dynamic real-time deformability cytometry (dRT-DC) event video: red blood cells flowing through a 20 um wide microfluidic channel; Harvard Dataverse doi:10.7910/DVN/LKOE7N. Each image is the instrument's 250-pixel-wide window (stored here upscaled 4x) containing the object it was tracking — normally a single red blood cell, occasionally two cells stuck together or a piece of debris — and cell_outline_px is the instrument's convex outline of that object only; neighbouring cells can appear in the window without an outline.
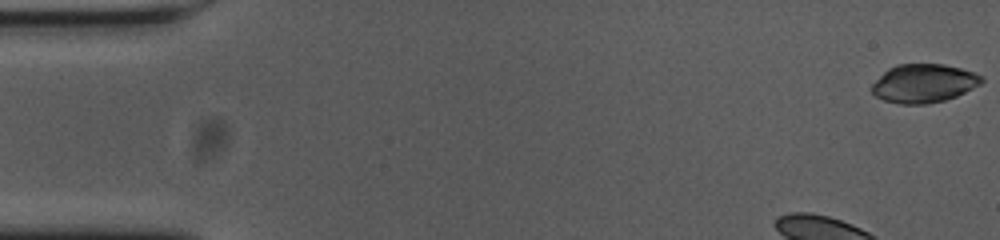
{"species": "common noctule bat (a hibernating species)", "species_latin": "Nyctalus noctula", "temperature_condition": "cold", "stored_images_in_passage": 47, "camera_frame_rate_fps": 3000, "um_per_image_px": 0.085, "animal": {"sex": "female", "body_mass_g": 23.0, "forearm_length_mm": 53.4}, "frame": {"image": 1, "passage_image": 1, "time_ms": 0.0, "image_size_px": [1000, 240], "cell_outline_px": [[984, 80], [980, 84], [956, 96], [944, 100], [928, 104], [900, 104], [884, 100], [876, 96], [872, 92], [872, 84], [888, 68], [896, 64], [944, 64], [960, 68], [984, 76]], "centroid_in_image_um": [78.52, 7.08], "position_along_channel_um": 6.5, "area_um2": 24.57}}
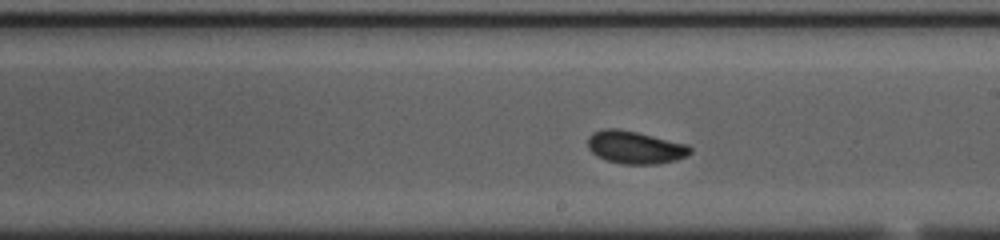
{"frame": {"image": 2, "passage_image": 28, "time_ms": 9.0, "image_size_px": [1000, 240], "cell_outline_px": [[692, 152], [688, 156], [676, 160], [656, 164], [620, 164], [596, 156], [588, 148], [588, 136], [592, 132], [604, 128], [620, 128], [688, 144], [692, 148]], "centroid_in_image_um": [53.99, 12.52], "position_along_channel_um": 235.0, "area_um2": 19.77}}
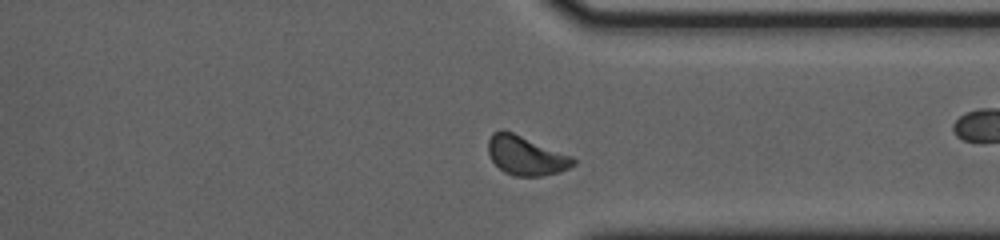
{"frame": {"image": 3, "passage_image": 39, "time_ms": 12.667, "image_size_px": [1000, 240], "cell_outline_px": [[576, 164], [560, 172], [540, 176], [516, 176], [504, 172], [492, 160], [488, 152], [488, 140], [492, 132], [500, 128], [504, 128], [572, 156], [576, 160]], "centroid_in_image_um": [44.69, 13.19], "position_along_channel_um": 366.7, "area_um2": 19.59}, "authors_computed_cell_mechanics": {"area_um2": 19.1896, "velocity_mm_per_s": 3.6116, "shape_relaxation_time_tau1_ms": 3.0126, "shape_relaxation_time_tau2_ms": 7.0049, "deformation_change_tau1": 0.0987, "deformation_change_tau2": 0.0807}}